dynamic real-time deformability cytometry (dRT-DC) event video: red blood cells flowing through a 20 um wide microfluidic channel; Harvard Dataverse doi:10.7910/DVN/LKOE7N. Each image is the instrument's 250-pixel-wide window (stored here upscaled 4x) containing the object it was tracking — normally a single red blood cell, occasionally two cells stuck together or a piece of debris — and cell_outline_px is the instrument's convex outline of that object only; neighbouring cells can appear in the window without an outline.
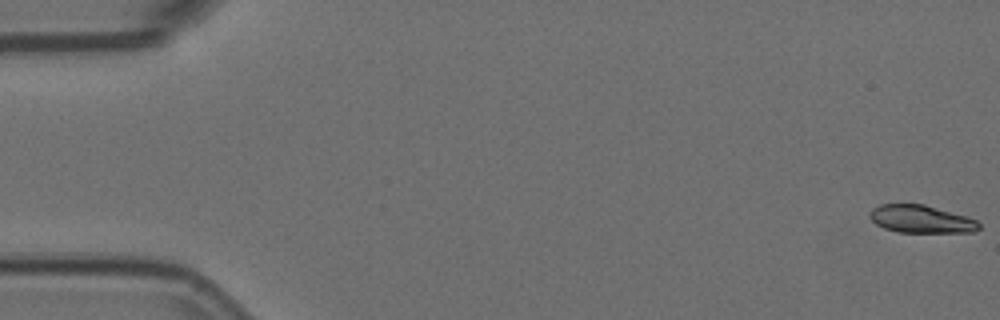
{"species": "Egyptian fruit bat (a non-hibernating species)", "species_latin": "Rousettus aegyptiacus", "temperature_condition": "room temperature", "stored_images_in_passage": 5, "camera_frame_rate_fps": 3000, "um_per_image_px": 0.085, "animal": {"sex": "female"}, "frame": {"image": 1, "passage_image": 1, "time_ms": 0.0, "image_size_px": [1000, 320], "cell_outline_px": [[980, 228], [976, 232], [896, 232], [884, 228], [876, 224], [868, 216], [868, 212], [872, 208], [880, 204], [924, 204], [968, 216], [976, 220], [980, 224]], "centroid_in_image_um": [78.29, 18.62], "position_along_channel_um": 6.7, "area_um2": 17.86}}
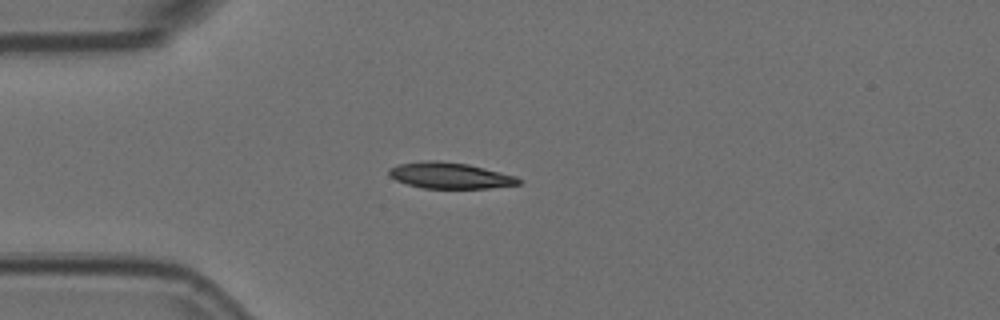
{"frame": {"image": 2, "passage_image": 5, "time_ms": 1.333, "image_size_px": [1000, 320], "cell_outline_px": [[524, 180], [520, 184], [488, 188], [424, 188], [408, 184], [396, 180], [388, 176], [388, 168], [400, 164], [424, 160], [436, 160], [468, 164], [516, 176]], "centroid_in_image_um": [38.24, 14.91], "position_along_channel_um": 46.8, "area_um2": 19.71}}